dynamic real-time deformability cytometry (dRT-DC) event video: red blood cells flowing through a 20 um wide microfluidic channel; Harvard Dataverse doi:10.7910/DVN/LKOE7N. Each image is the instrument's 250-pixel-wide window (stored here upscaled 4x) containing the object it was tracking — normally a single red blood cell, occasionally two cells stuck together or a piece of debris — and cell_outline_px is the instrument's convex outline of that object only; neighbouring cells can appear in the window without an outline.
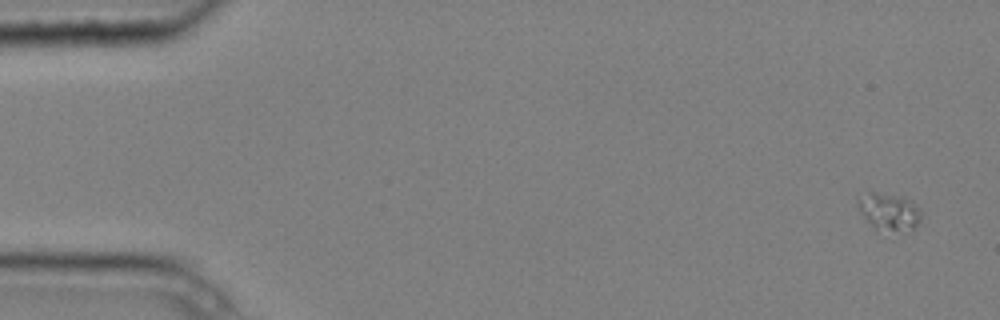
{"species": "common noctule bat (a hibernating species)", "species_latin": "Nyctalus noctula", "temperature_condition": "cold", "stored_images_in_passage": 4, "camera_frame_rate_fps": 3000, "um_per_image_px": 0.085, "animal": {"sex": "male", "body_mass_g": 20.4}, "frame": {"image": 1, "passage_image": 4, "time_ms": 1.0, "image_size_px": [1000, 320], "cell_outline_px": [[920, 220], [912, 228], [876, 228], [860, 212], [856, 204], [868, 192], [876, 192], [904, 196], [916, 204], [920, 208]], "centroid_in_image_um": [75.58, 17.9], "position_along_channel_um": 9.4, "area_um2": 12.89}}